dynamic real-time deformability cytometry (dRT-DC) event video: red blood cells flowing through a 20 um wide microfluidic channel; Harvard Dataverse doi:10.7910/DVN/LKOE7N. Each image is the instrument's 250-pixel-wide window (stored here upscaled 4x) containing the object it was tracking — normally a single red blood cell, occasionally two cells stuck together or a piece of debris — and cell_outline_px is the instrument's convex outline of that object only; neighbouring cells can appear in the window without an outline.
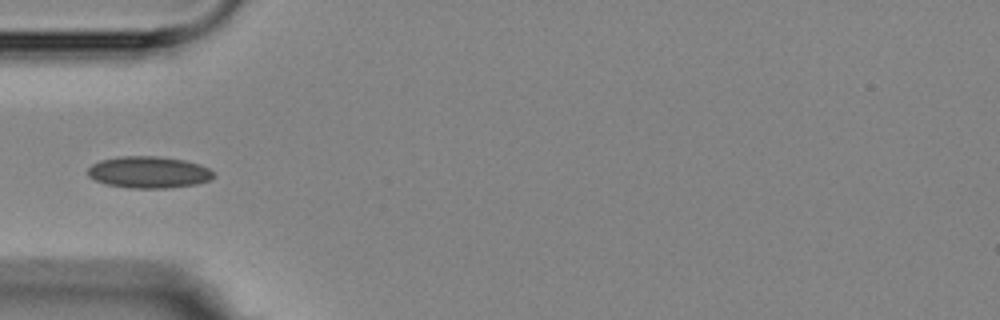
{"species": "Egyptian fruit bat (a non-hibernating species)", "species_latin": "Rousettus aegyptiacus", "temperature_condition": "room temperature", "stored_images_in_passage": 4, "camera_frame_rate_fps": 3000, "um_per_image_px": 0.085, "animal": {"sex": "female"}, "frame": {"image": 1, "passage_image": 3, "time_ms": 3.333, "image_size_px": [1000, 320], "cell_outline_px": [[216, 176], [208, 180], [196, 184], [168, 188], [128, 188], [108, 184], [96, 180], [88, 176], [88, 168], [92, 164], [100, 160], [120, 156], [156, 156], [184, 160], [200, 164], [208, 168]], "centroid_in_image_um": [12.64, 14.63], "position_along_channel_um": 72.4, "area_um2": 23.18}}
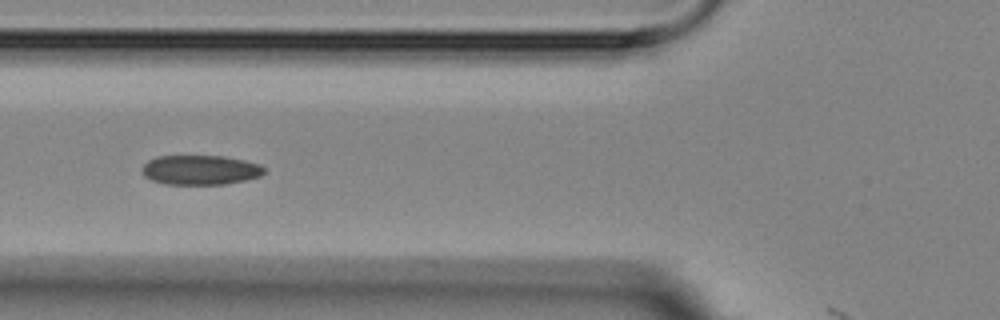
{"frame": {"image": 2, "passage_image": 4, "time_ms": 4.333, "image_size_px": [1000, 320], "cell_outline_px": [[264, 172], [260, 176], [244, 180], [224, 184], [164, 184], [152, 180], [144, 176], [140, 168], [148, 160], [156, 156], [224, 156], [244, 160], [260, 164], [264, 168]], "centroid_in_image_um": [16.99, 14.44], "position_along_channel_um": 108.8, "area_um2": 21.1}}